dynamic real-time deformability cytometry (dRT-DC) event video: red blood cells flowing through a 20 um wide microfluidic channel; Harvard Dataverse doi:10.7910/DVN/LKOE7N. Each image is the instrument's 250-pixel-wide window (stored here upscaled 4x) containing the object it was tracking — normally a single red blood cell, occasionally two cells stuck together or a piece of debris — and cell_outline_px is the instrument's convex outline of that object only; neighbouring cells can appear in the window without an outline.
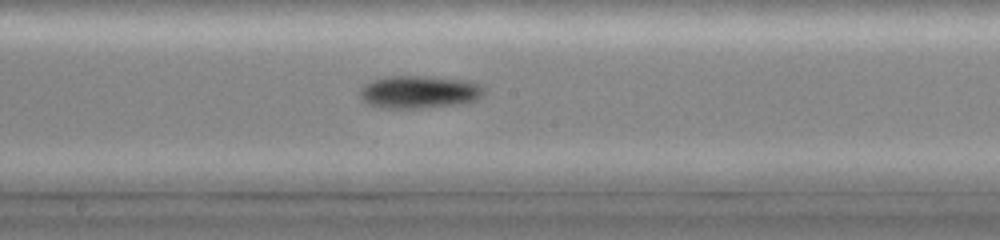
{"species": "common noctule bat (a hibernating species)", "species_latin": "Nyctalus noctula", "temperature_condition": "cold", "stored_images_in_passage": 34, "camera_frame_rate_fps": 3000, "um_per_image_px": 0.085, "animal": {"sex": "female", "body_mass_g": 19.0, "forearm_length_mm": 51.5}, "frame": {"image": 1, "passage_image": 17, "time_ms": 5.333, "image_size_px": [1000, 240], "cell_outline_px": [[484, 96], [476, 100], [464, 104], [420, 108], [384, 108], [368, 104], [360, 100], [360, 88], [364, 84], [372, 80], [384, 76], [420, 76], [468, 80], [480, 84], [484, 88]], "centroid_in_image_um": [35.64, 7.82], "position_along_channel_um": 212.6, "area_um2": 24.04}}
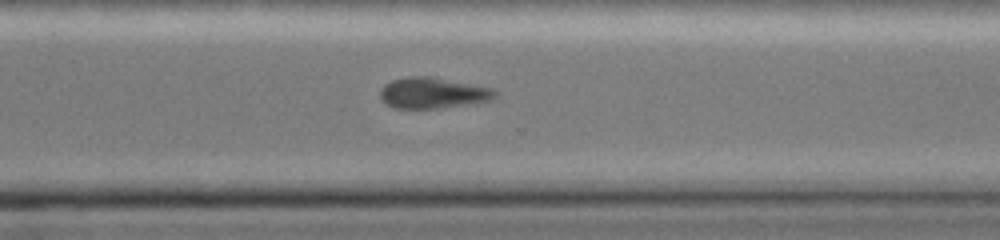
{"frame": {"image": 2, "passage_image": 26, "time_ms": 8.333, "image_size_px": [1000, 240], "cell_outline_px": [[500, 92], [492, 100], [436, 108], [396, 108], [388, 104], [380, 96], [380, 88], [384, 84], [392, 80], [408, 76], [428, 76], [492, 88]], "centroid_in_image_um": [36.79, 7.89], "position_along_channel_um": 333.8, "area_um2": 20.4}}
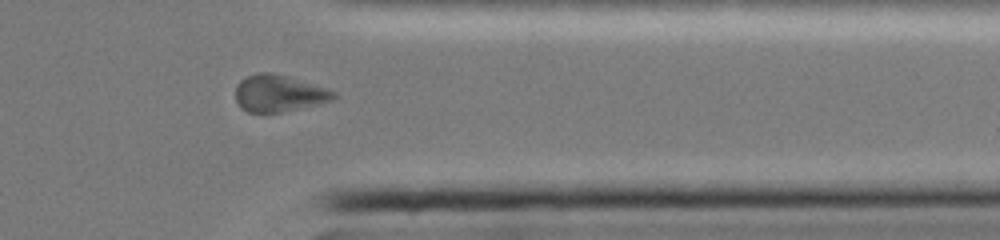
{"frame": {"image": 3, "passage_image": 30, "time_ms": 9.667, "image_size_px": [1000, 240], "cell_outline_px": [[336, 96], [332, 100], [316, 104], [280, 112], [248, 112], [240, 108], [236, 100], [236, 84], [240, 80], [256, 72], [272, 72], [328, 88], [336, 92]], "centroid_in_image_um": [23.67, 7.92], "position_along_channel_um": 387.7, "area_um2": 20.92}}